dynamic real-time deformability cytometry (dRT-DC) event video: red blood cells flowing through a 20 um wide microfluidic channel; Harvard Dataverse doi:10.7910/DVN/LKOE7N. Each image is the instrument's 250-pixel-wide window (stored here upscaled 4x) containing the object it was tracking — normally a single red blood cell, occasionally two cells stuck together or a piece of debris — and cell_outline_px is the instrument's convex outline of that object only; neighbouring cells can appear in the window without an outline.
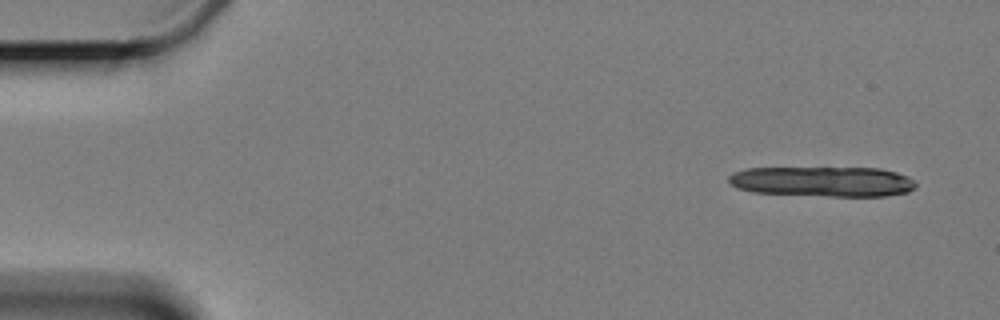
{"species": "Egyptian fruit bat (a non-hibernating species)", "species_latin": "Rousettus aegyptiacus", "temperature_condition": "cold", "stored_images_in_passage": 5, "camera_frame_rate_fps": 3000, "um_per_image_px": 0.085, "animal": {"sex": "female"}, "frame": {"image": 1, "passage_image": 1, "time_ms": 0.0, "image_size_px": [1000, 320], "cell_outline_px": [[916, 188], [908, 192], [884, 196], [832, 196], [752, 192], [736, 188], [728, 180], [728, 176], [732, 172], [744, 168], [880, 168], [896, 172], [908, 176], [916, 184]], "centroid_in_image_um": [69.92, 15.42], "position_along_channel_um": 15.1, "area_um2": 33.0}}
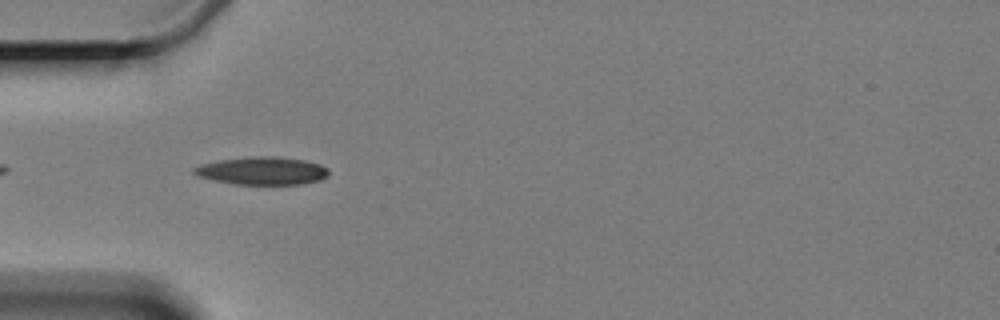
{"frame": {"image": 2, "passage_image": 5, "time_ms": 5.0, "image_size_px": [1000, 320], "cell_outline_px": [[328, 176], [320, 180], [300, 184], [236, 184], [212, 180], [196, 176], [192, 172], [192, 168], [200, 164], [220, 160], [252, 156], [276, 156], [304, 160], [320, 164], [328, 168]], "centroid_in_image_um": [22.26, 14.51], "position_along_channel_um": 62.7, "area_um2": 21.96}}